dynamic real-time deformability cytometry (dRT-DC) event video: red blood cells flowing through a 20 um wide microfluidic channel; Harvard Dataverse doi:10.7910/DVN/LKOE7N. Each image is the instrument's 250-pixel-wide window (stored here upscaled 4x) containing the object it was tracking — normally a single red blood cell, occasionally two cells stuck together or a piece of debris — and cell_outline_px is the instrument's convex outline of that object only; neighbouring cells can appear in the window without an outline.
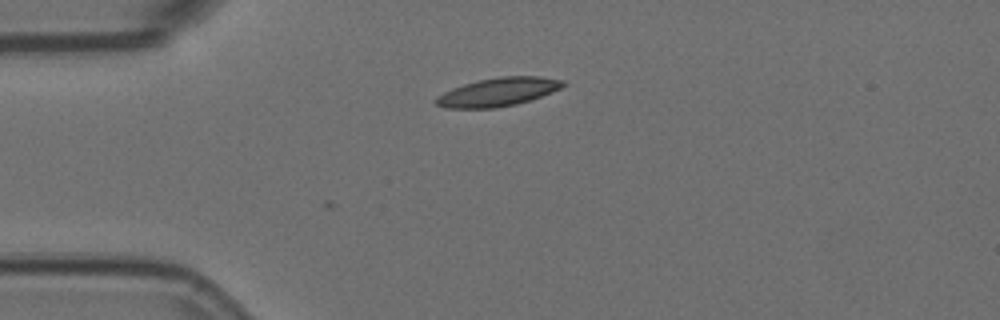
{"species": "Egyptian fruit bat (a non-hibernating species)", "species_latin": "Rousettus aegyptiacus", "temperature_condition": "room temperature", "stored_images_in_passage": 5, "camera_frame_rate_fps": 3000, "um_per_image_px": 0.085, "animal": {"sex": "female"}, "frame": {"image": 1, "passage_image": 5, "time_ms": 1.333, "image_size_px": [1000, 320], "cell_outline_px": [[568, 84], [552, 92], [516, 104], [496, 108], [448, 108], [436, 104], [432, 100], [436, 96], [452, 88], [464, 84], [480, 80], [500, 76], [540, 76], [564, 80]], "centroid_in_image_um": [42.33, 7.81], "position_along_channel_um": 42.7, "area_um2": 21.04}}